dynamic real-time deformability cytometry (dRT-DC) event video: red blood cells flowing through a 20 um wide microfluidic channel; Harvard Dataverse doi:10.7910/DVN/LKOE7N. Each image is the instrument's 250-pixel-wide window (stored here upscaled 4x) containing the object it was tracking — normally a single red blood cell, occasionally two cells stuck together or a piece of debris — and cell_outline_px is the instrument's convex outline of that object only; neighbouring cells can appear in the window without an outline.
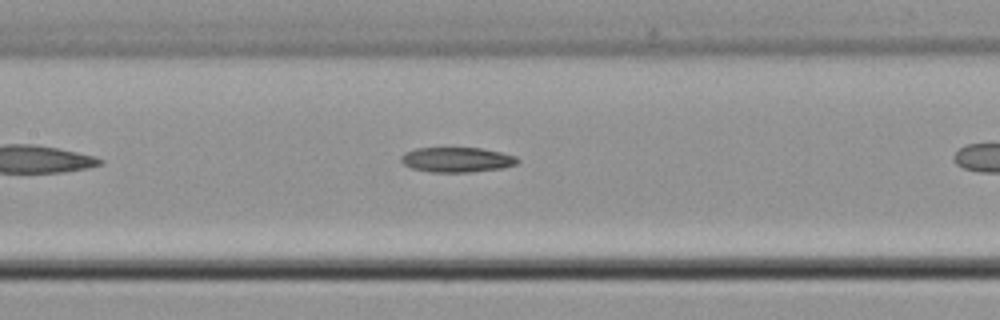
{"species": "common noctule bat (a hibernating species)", "species_latin": "Nyctalus noctula", "temperature_condition": "cold", "stored_images_in_passage": 20, "camera_frame_rate_fps": 3000, "um_per_image_px": 0.085, "animal": {"sex": "male", "body_mass_g": 21.5, "forearm_length_mm": 52.0}, "frame": {"image": 1, "passage_image": 6, "time_ms": 1.667, "image_size_px": [1000, 320], "cell_outline_px": [[520, 160], [516, 164], [504, 168], [468, 172], [432, 172], [412, 168], [404, 164], [400, 160], [400, 156], [404, 152], [416, 148], [480, 148], [500, 152], [516, 156]], "centroid_in_image_um": [38.83, 13.57], "position_along_channel_um": 168.6, "area_um2": 16.94}}